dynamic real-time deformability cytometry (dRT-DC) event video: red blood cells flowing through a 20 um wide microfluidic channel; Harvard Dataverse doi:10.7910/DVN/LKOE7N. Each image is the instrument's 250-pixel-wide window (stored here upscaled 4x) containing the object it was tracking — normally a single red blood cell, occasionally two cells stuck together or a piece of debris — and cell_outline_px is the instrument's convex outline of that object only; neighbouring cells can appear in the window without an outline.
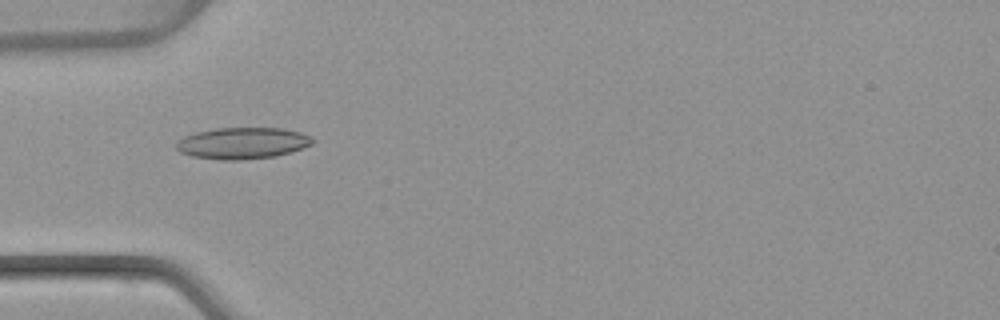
{"species": "common noctule bat (a hibernating species)", "species_latin": "Nyctalus noctula", "temperature_condition": "warm", "stored_images_in_passage": 36, "camera_frame_rate_fps": 3000, "um_per_image_px": 0.085, "animal": {"sex": "female", "body_mass_g": 22.7, "forearm_length_mm": 54.2}, "frame": {"image": 1, "passage_image": 2, "time_ms": 0.333, "image_size_px": [1000, 320], "cell_outline_px": [[316, 140], [312, 144], [276, 156], [240, 160], [220, 160], [192, 156], [180, 152], [176, 148], [176, 140], [184, 136], [196, 132], [216, 128], [284, 128], [300, 132], [312, 136]], "centroid_in_image_um": [20.6, 12.16], "position_along_channel_um": 64.4, "area_um2": 25.09}}
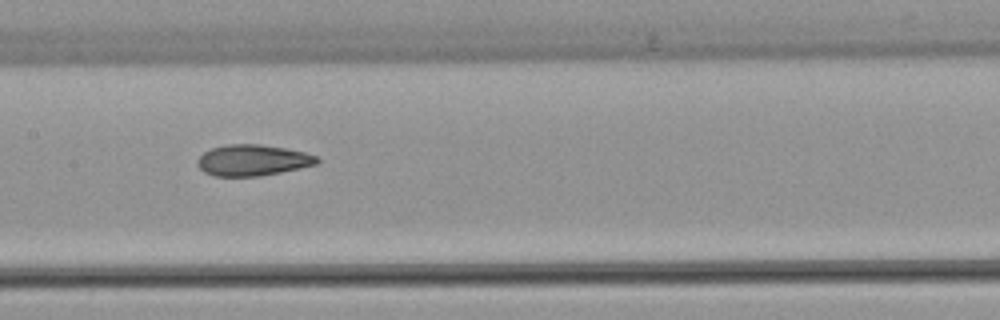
{"frame": {"image": 2, "passage_image": 11, "time_ms": 3.333, "image_size_px": [1000, 320], "cell_outline_px": [[320, 160], [316, 164], [300, 168], [260, 176], [216, 176], [204, 172], [196, 164], [196, 160], [204, 152], [212, 148], [228, 144], [260, 144], [284, 148], [304, 152], [316, 156]], "centroid_in_image_um": [21.45, 13.62], "position_along_channel_um": 185.9, "area_um2": 21.56}}
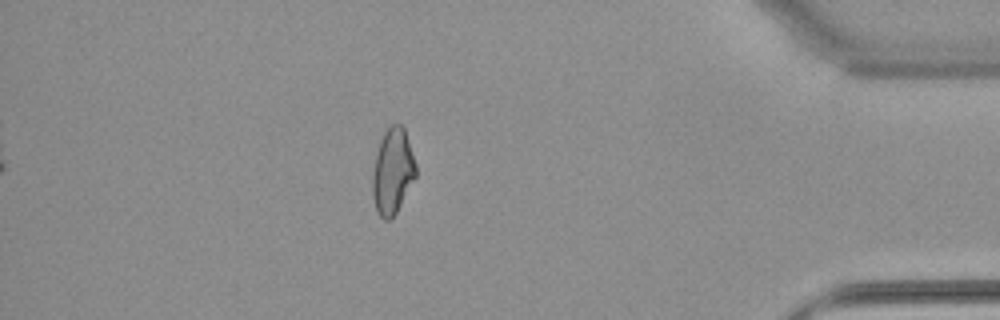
{"frame": {"image": 3, "passage_image": 30, "time_ms": 9.667, "image_size_px": [1000, 320], "cell_outline_px": [[416, 176], [396, 212], [388, 220], [384, 220], [376, 212], [372, 196], [372, 172], [380, 140], [388, 124], [400, 124], [404, 128], [416, 164]], "centroid_in_image_um": [33.35, 14.55], "position_along_channel_um": 401.8, "area_um2": 21.56}, "authors_computed_cell_mechanics": {"area_um2": 21.7617, "velocity_mm_per_s": 4.0649, "shape_relaxation_time_tau1_ms": null, "shape_relaxation_time_tau2_ms": 2.7561, "deformation_change_tau1": null, "deformation_change_tau2": 0.1032}}